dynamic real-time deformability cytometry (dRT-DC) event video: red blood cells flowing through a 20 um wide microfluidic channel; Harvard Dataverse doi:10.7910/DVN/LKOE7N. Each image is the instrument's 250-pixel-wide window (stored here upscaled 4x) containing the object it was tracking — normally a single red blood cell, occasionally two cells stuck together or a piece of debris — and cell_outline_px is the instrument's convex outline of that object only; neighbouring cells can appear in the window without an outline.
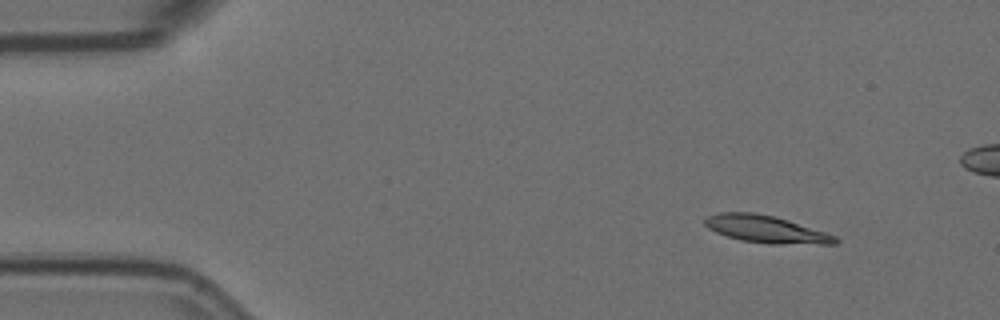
{"species": "Egyptian fruit bat (a non-hibernating species)", "species_latin": "Rousettus aegyptiacus", "temperature_condition": "room temperature", "stored_images_in_passage": 5, "camera_frame_rate_fps": 3000, "um_per_image_px": 0.085, "animal": {"sex": "female"}, "frame": {"image": 1, "passage_image": 1, "time_ms": 0.0, "image_size_px": [1000, 320], "cell_outline_px": [[840, 240], [836, 244], [772, 244], [740, 240], [716, 232], [708, 228], [704, 224], [704, 220], [708, 216], [720, 212], [752, 212], [776, 216], [836, 236]], "centroid_in_image_um": [65.11, 19.48], "position_along_channel_um": 19.9, "area_um2": 20.69}}